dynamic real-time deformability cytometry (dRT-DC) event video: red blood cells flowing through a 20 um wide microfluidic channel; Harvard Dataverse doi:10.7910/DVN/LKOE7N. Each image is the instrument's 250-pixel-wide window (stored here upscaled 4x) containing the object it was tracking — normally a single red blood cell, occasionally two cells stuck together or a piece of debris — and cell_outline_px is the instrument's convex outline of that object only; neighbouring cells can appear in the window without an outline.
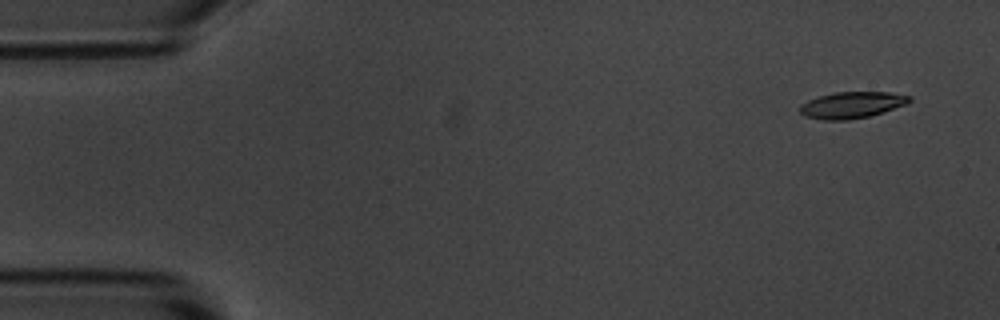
{"species": "common noctule bat (a hibernating species)", "species_latin": "Nyctalus noctula", "temperature_condition": "room temperature", "stored_images_in_passage": 8, "camera_frame_rate_fps": 3000, "um_per_image_px": 0.085, "animal": {"sex": "male", "body_mass_g": 20.1, "forearm_length_mm": 53.5}, "frame": {"image": 1, "passage_image": 1, "time_ms": 0.0, "image_size_px": [1000, 320], "cell_outline_px": [[912, 100], [904, 104], [868, 116], [848, 120], [824, 120], [804, 116], [800, 112], [800, 104], [808, 100], [820, 96], [836, 92], [888, 92], [912, 96]], "centroid_in_image_um": [72.36, 8.92], "position_along_channel_um": 12.6, "area_um2": 16.59}}
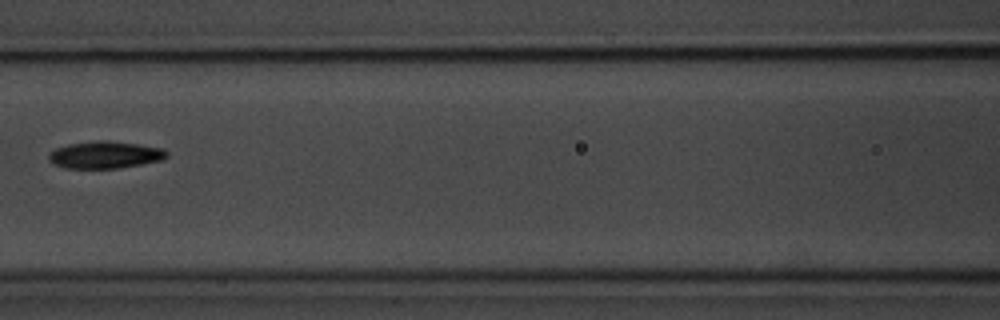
{"frame": {"image": 2, "passage_image": 7, "time_ms": 7.0, "image_size_px": [1000, 320], "cell_outline_px": [[168, 156], [160, 160], [140, 164], [116, 168], [68, 168], [56, 164], [48, 160], [48, 152], [56, 148], [68, 144], [100, 140], [108, 140], [164, 148], [168, 152]], "centroid_in_image_um": [8.92, 13.15], "position_along_channel_um": 157.7, "area_um2": 18.5}}
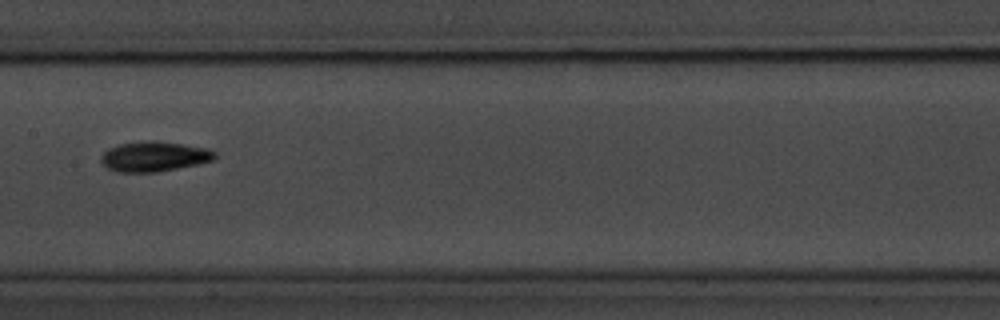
{"frame": {"image": 3, "passage_image": 8, "time_ms": 8.0, "image_size_px": [1000, 320], "cell_outline_px": [[216, 156], [212, 160], [196, 164], [156, 172], [120, 172], [108, 168], [100, 160], [100, 156], [108, 148], [120, 144], [148, 140], [156, 140], [184, 144], [208, 148], [216, 152]], "centroid_in_image_um": [13.09, 13.28], "position_along_channel_um": 194.3, "area_um2": 19.83}}